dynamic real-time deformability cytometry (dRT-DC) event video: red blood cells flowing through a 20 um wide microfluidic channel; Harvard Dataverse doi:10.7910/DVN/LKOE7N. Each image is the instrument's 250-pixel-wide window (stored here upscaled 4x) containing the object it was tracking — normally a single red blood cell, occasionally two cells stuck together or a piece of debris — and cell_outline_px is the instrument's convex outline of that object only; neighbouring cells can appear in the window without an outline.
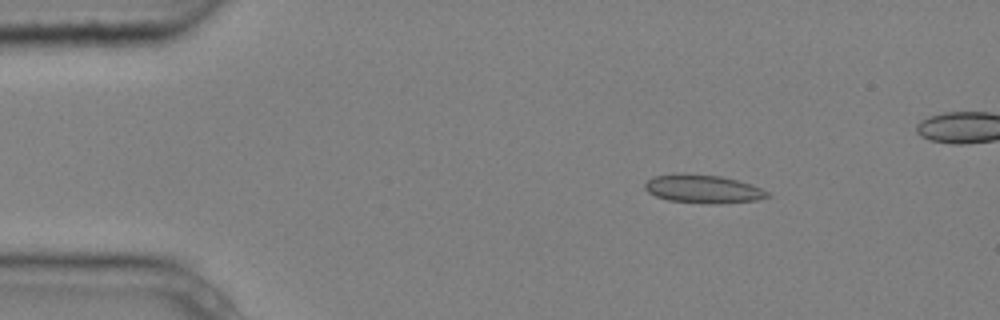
{"species": "common noctule bat (a hibernating species)", "species_latin": "Nyctalus noctula", "temperature_condition": "cold", "stored_images_in_passage": 5, "camera_frame_rate_fps": 3000, "um_per_image_px": 0.085, "animal": {"sex": "male", "body_mass_g": 20.4}, "frame": {"image": 1, "passage_image": 3, "time_ms": 0.667, "image_size_px": [1000, 320], "cell_outline_px": [[772, 196], [756, 200], [720, 204], [668, 200], [656, 196], [648, 192], [644, 188], [644, 184], [652, 176], [720, 176], [752, 184], [768, 192]], "centroid_in_image_um": [59.82, 16.1], "position_along_channel_um": 25.2, "area_um2": 19.36}}